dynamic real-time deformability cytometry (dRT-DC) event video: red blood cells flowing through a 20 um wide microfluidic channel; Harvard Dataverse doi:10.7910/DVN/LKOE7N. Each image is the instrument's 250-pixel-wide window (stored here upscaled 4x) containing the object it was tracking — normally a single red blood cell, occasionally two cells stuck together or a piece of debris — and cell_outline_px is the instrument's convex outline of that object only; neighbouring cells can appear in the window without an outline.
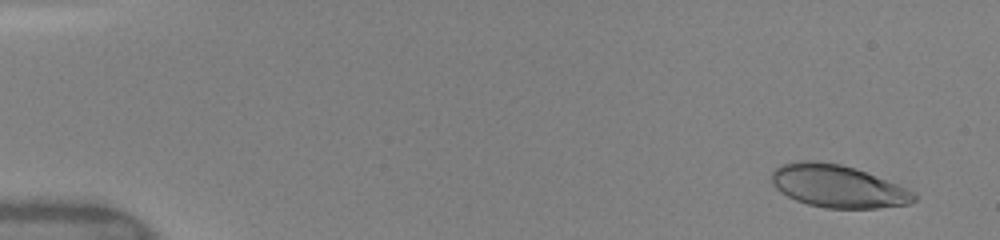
{"species": "human", "species_latin": "Homo sapiens", "temperature_condition": "warm", "stored_images_in_passage": 74, "camera_frame_rate_fps": 3000, "um_per_image_px": 0.085, "donor": {"sex": "female"}, "frame": {"image": 1, "passage_image": 4, "time_ms": 0.667, "image_size_px": [1000, 240], "cell_outline_px": [[916, 200], [908, 204], [876, 208], [824, 208], [808, 204], [796, 200], [780, 192], [772, 184], [772, 172], [776, 168], [784, 164], [800, 160], [812, 160], [840, 164], [864, 172], [896, 184], [912, 192], [916, 196]], "centroid_in_image_um": [71.16, 15.84], "position_along_channel_um": 13.8, "area_um2": 34.8}}
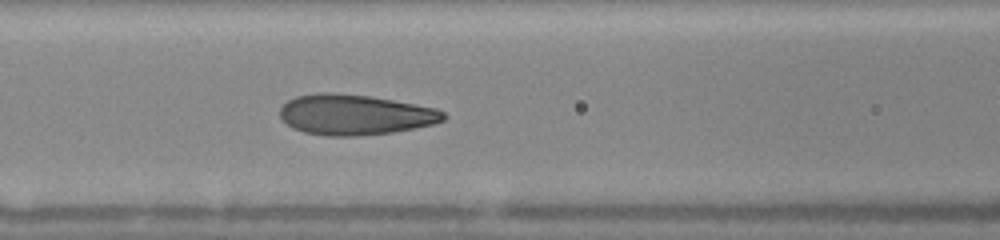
{"frame": {"image": 2, "passage_image": 33, "time_ms": 7.0, "image_size_px": [1000, 240], "cell_outline_px": [[448, 116], [444, 120], [432, 124], [416, 128], [392, 132], [356, 136], [324, 136], [304, 132], [292, 128], [280, 116], [280, 108], [288, 100], [296, 96], [324, 92], [328, 92], [368, 96], [392, 100], [436, 108], [444, 112]], "centroid_in_image_um": [30.17, 9.76], "position_along_channel_um": 136.4, "area_um2": 38.38}}
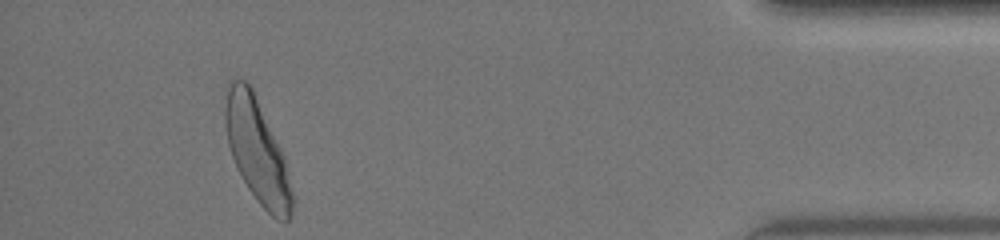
{"frame": {"image": 3, "passage_image": 69, "time_ms": 15.0, "image_size_px": [1000, 240], "cell_outline_px": [[292, 216], [288, 220], [276, 220], [256, 200], [248, 188], [232, 156], [228, 144], [224, 124], [224, 88], [228, 80], [248, 80], [252, 88], [284, 156], [292, 192]], "centroid_in_image_um": [21.81, 12.75], "position_along_channel_um": 413.4, "area_um2": 40.34}, "authors_computed_cell_mechanics": {"area_um2": 37.5122, "velocity_mm_per_s": 4.1165, "shape_relaxation_time_tau1_ms": 3.2363, "shape_relaxation_time_tau2_ms": null, "deformation_change_tau1": 0.1564, "deformation_change_tau2": null}}